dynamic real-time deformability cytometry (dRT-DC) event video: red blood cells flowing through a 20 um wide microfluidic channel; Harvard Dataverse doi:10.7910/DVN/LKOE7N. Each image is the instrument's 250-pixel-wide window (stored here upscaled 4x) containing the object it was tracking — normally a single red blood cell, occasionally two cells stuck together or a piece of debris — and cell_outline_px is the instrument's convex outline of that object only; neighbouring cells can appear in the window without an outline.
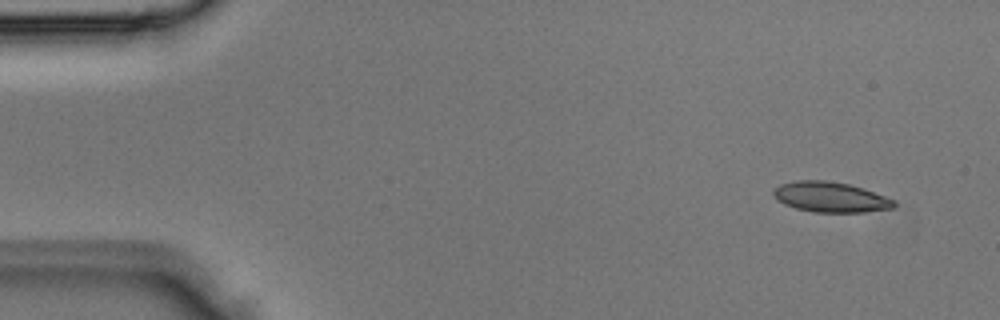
{"species": "Egyptian fruit bat (a non-hibernating species)", "species_latin": "Rousettus aegyptiacus", "temperature_condition": "room temperature", "stored_images_in_passage": 3, "segment_of_instrument_passage": [1, 2], "camera_frame_rate_fps": 3000, "um_per_image_px": 0.085, "animal": {"sex": "male"}, "frame": {"image": 1, "passage_image": 1, "time_ms": 0.0, "image_size_px": [1000, 320], "cell_outline_px": [[896, 208], [864, 212], [812, 212], [796, 208], [784, 204], [776, 200], [772, 192], [780, 184], [800, 180], [824, 180], [848, 184], [864, 188], [896, 200]], "centroid_in_image_um": [70.62, 16.76], "position_along_channel_um": 14.4, "area_um2": 21.39}}
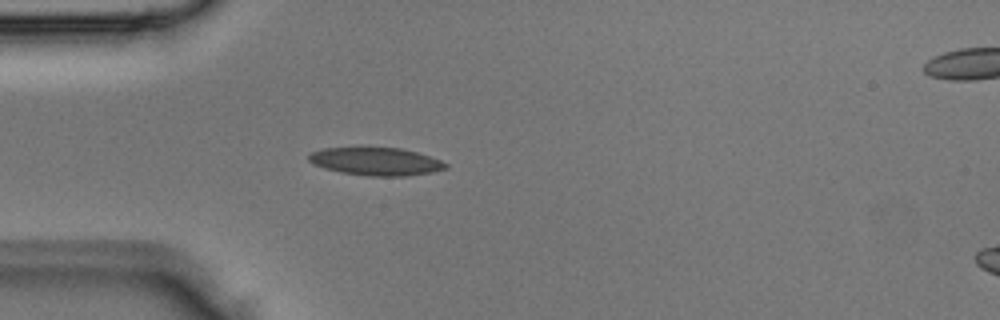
{"frame": {"image": 2, "passage_image": 2, "time_ms": 0.333, "image_size_px": [1000, 320], "cell_outline_px": [[448, 168], [432, 172], [408, 176], [368, 176], [340, 172], [324, 168], [312, 164], [308, 160], [308, 156], [312, 152], [324, 148], [368, 144], [400, 148], [416, 152], [440, 160], [448, 164]], "centroid_in_image_um": [31.9, 13.67], "position_along_channel_um": 53.1, "area_um2": 23.24}}